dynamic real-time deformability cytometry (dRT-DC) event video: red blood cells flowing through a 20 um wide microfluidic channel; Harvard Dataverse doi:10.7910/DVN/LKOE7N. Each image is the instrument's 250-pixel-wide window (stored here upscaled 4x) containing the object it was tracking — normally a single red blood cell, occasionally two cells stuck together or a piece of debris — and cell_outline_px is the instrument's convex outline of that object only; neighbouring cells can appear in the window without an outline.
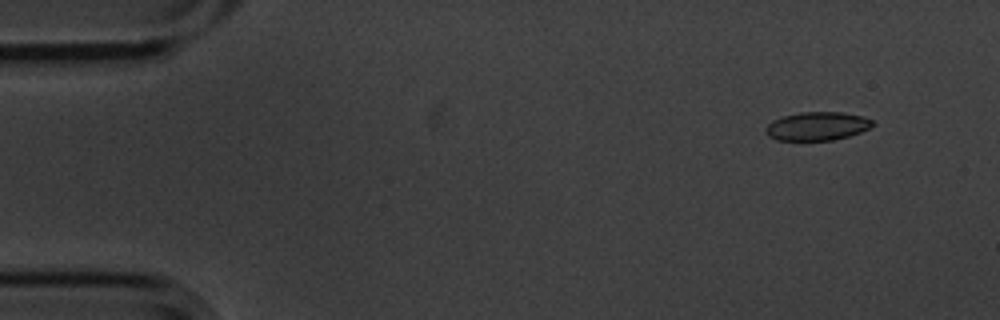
{"species": "common noctule bat (a hibernating species)", "species_latin": "Nyctalus noctula", "temperature_condition": "cold", "stored_images_in_passage": 4, "camera_frame_rate_fps": 3000, "um_per_image_px": 0.085, "animal": {"sex": "male", "body_mass_g": 20.1, "forearm_length_mm": 53.5}, "frame": {"image": 1, "passage_image": 1, "time_ms": 0.0, "image_size_px": [1000, 320], "cell_outline_px": [[876, 124], [872, 128], [848, 136], [832, 140], [776, 140], [768, 136], [764, 132], [764, 128], [772, 120], [784, 116], [800, 112], [840, 112], [864, 116], [872, 120]], "centroid_in_image_um": [69.46, 10.72], "position_along_channel_um": 15.5, "area_um2": 17.92}}
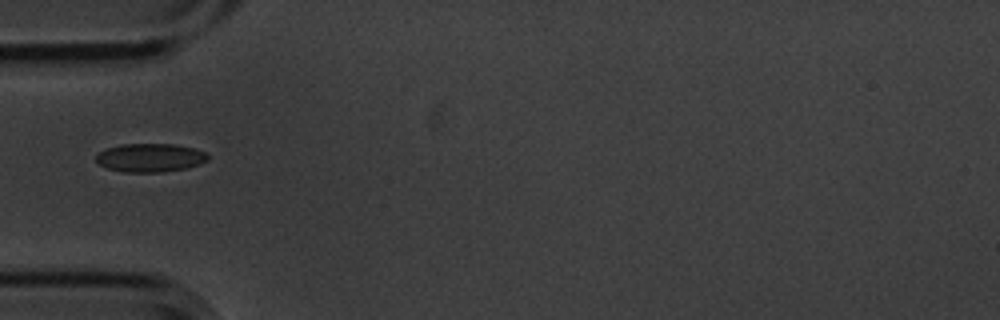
{"frame": {"image": 2, "passage_image": 4, "time_ms": 1.0, "image_size_px": [1000, 320], "cell_outline_px": [[208, 160], [200, 164], [184, 168], [164, 172], [124, 172], [108, 168], [100, 164], [96, 160], [96, 156], [100, 152], [108, 148], [120, 144], [176, 144], [192, 148], [204, 152], [208, 156]], "centroid_in_image_um": [12.77, 13.4], "position_along_channel_um": 72.2, "area_um2": 18.38}}